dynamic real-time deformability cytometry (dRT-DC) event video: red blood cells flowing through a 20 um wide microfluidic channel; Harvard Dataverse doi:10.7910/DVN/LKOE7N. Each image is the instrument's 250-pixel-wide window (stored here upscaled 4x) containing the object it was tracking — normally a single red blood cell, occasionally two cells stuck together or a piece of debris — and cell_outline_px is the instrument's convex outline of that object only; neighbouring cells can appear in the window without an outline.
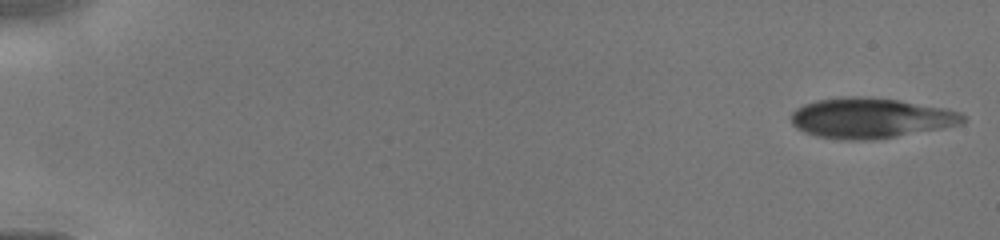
{"species": "human", "species_latin": "Homo sapiens", "temperature_condition": "cold", "stored_images_in_passage": 17, "camera_frame_rate_fps": 3000, "um_per_image_px": 0.085, "donor": {"sex": "male"}, "frame": {"image": 1, "passage_image": 1, "time_ms": 0.0, "image_size_px": [1000, 240], "cell_outline_px": [[968, 120], [960, 124], [940, 128], [896, 136], [872, 140], [840, 140], [816, 136], [804, 132], [796, 128], [792, 124], [792, 112], [796, 108], [804, 104], [816, 100], [852, 96], [896, 100], [948, 108], [960, 112], [968, 116]], "centroid_in_image_um": [74.01, 10.04], "position_along_channel_um": 11.0, "area_um2": 40.23}}
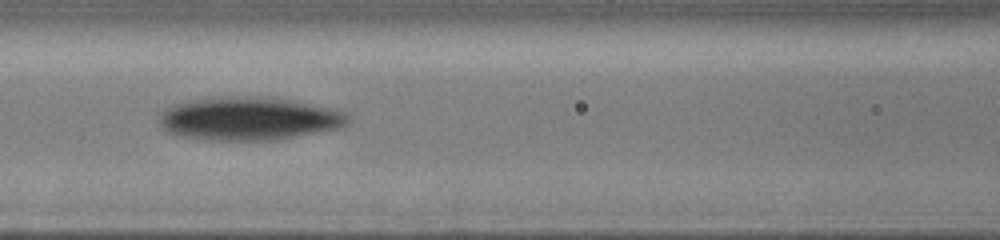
{"frame": {"image": 2, "passage_image": 11, "time_ms": 6.667, "image_size_px": [1000, 240], "cell_outline_px": [[348, 124], [344, 128], [276, 140], [208, 140], [184, 136], [168, 132], [160, 124], [160, 112], [172, 104], [188, 100], [208, 96], [276, 96], [336, 108], [344, 112], [348, 116]], "centroid_in_image_um": [21.22, 10.05], "position_along_channel_um": 145.4, "area_um2": 48.73}}
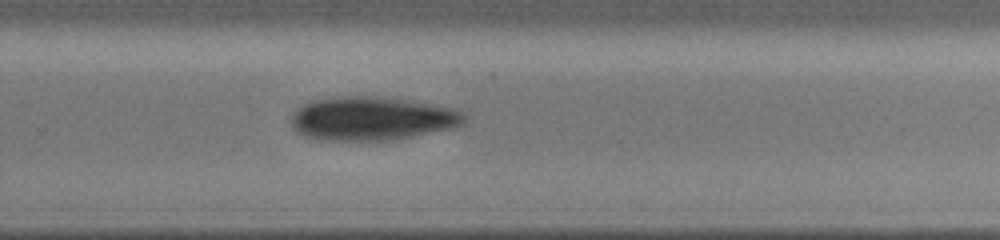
{"frame": {"image": 3, "passage_image": 17, "time_ms": 10.0, "image_size_px": [1000, 240], "cell_outline_px": [[464, 124], [456, 128], [392, 140], [328, 140], [304, 136], [296, 132], [292, 128], [292, 112], [296, 108], [312, 100], [332, 96], [388, 96], [456, 108], [464, 112]], "centroid_in_image_um": [31.64, 10.05], "position_along_channel_um": 298.2, "area_um2": 44.74}}